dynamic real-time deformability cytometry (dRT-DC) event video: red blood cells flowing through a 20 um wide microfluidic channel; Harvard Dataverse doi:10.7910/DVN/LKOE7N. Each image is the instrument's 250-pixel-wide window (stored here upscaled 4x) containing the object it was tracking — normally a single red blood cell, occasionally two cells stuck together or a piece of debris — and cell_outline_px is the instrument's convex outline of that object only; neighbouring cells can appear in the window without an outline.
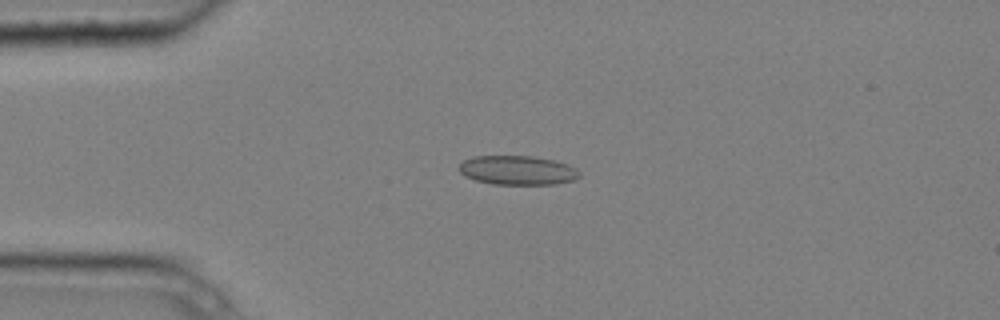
{"species": "common noctule bat (a hibernating species)", "species_latin": "Nyctalus noctula", "temperature_condition": "cold", "stored_images_in_passage": 4, "camera_frame_rate_fps": 3000, "um_per_image_px": 0.085, "animal": {"sex": "male", "body_mass_g": 20.4}, "frame": {"image": 1, "passage_image": 4, "time_ms": 1.0, "image_size_px": [1000, 320], "cell_outline_px": [[580, 176], [572, 180], [556, 184], [492, 184], [476, 180], [464, 176], [460, 172], [460, 164], [464, 160], [472, 156], [532, 156], [556, 160], [568, 164], [576, 168], [580, 172]], "centroid_in_image_um": [44.0, 14.46], "position_along_channel_um": 41.0, "area_um2": 20.52}}